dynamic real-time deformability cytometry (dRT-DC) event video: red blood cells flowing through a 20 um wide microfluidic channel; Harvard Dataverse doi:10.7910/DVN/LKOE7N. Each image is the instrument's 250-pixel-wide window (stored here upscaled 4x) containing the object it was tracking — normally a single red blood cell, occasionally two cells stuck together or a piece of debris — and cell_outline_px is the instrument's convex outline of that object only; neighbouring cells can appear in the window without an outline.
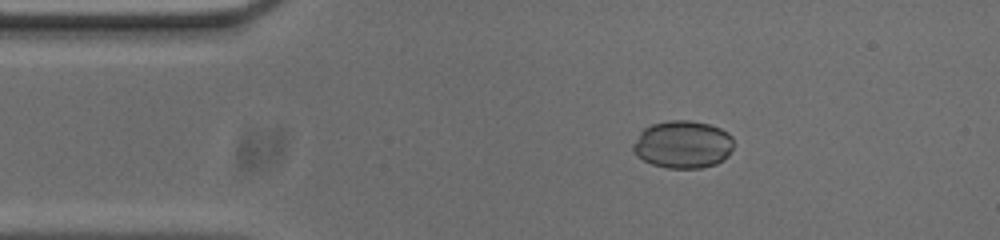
{"species": "common noctule bat (a hibernating species)", "species_latin": "Nyctalus noctula", "temperature_condition": "cold", "stored_images_in_passage": 47, "camera_frame_rate_fps": 3000, "um_per_image_px": 0.085, "animal": {"sex": "male", "body_mass_g": 20.0, "forearm_length_mm": 53.3}, "frame": {"image": 1, "passage_image": 2, "time_ms": 0.333, "image_size_px": [1000, 240], "cell_outline_px": [[732, 148], [728, 156], [724, 160], [716, 164], [700, 168], [668, 168], [652, 164], [644, 160], [632, 148], [632, 144], [640, 132], [644, 128], [652, 124], [668, 120], [692, 120], [708, 124], [720, 128], [728, 132], [732, 136]], "centroid_in_image_um": [58.06, 12.27], "position_along_channel_um": 26.9, "area_um2": 27.92}}
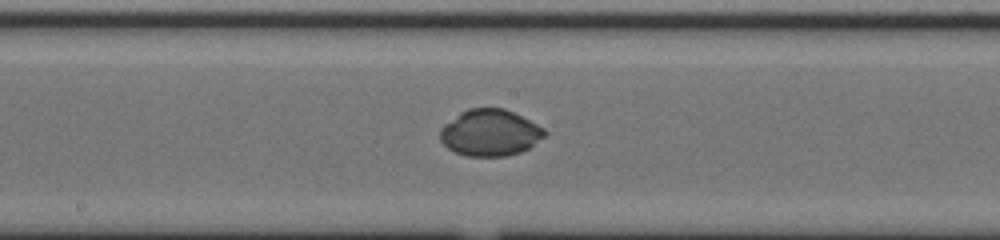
{"frame": {"image": 2, "passage_image": 20, "time_ms": 6.333, "image_size_px": [1000, 240], "cell_outline_px": [[548, 132], [544, 136], [528, 148], [520, 152], [508, 156], [468, 156], [456, 152], [448, 148], [440, 140], [440, 128], [444, 124], [460, 112], [468, 108], [504, 108], [544, 128]], "centroid_in_image_um": [41.63, 11.28], "position_along_channel_um": 206.6, "area_um2": 28.15}}
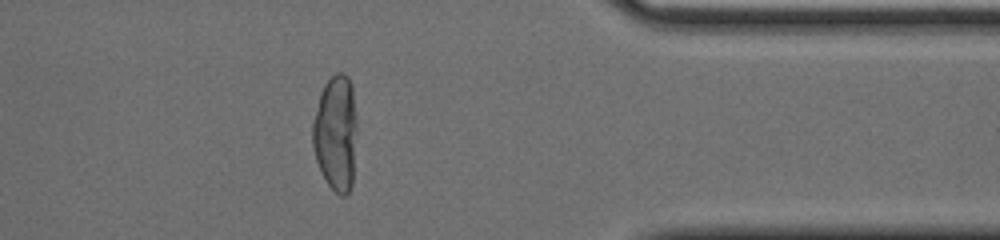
{"frame": {"image": 3, "passage_image": 36, "time_ms": 11.667, "image_size_px": [1000, 240], "cell_outline_px": [[356, 132], [352, 184], [348, 196], [340, 196], [328, 184], [316, 160], [312, 144], [312, 120], [320, 92], [324, 84], [336, 72], [344, 72], [348, 76], [352, 88], [356, 116]], "centroid_in_image_um": [28.53, 11.29], "position_along_channel_um": 382.9, "area_um2": 30.11}}